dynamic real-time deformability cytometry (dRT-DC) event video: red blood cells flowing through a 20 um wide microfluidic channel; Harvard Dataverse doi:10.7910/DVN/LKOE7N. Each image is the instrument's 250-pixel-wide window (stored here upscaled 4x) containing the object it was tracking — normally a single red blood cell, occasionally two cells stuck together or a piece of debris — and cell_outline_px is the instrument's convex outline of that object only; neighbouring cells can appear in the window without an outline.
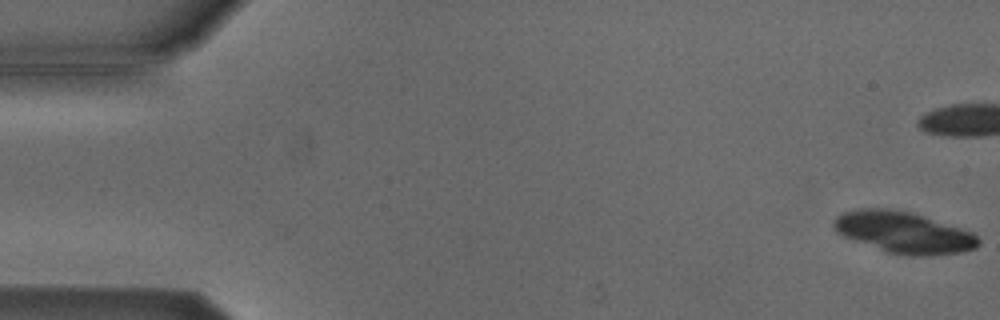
{"species": "Egyptian fruit bat (a non-hibernating species)", "species_latin": "Rousettus aegyptiacus", "temperature_condition": "cold", "stored_images_in_passage": 55, "camera_frame_rate_fps": 3000, "um_per_image_px": 0.085, "animal": {"sex": "male"}, "frame": {"image": 1, "passage_image": 1, "time_ms": 0.0, "image_size_px": [1000, 320], "cell_outline_px": [[980, 244], [976, 248], [960, 252], [924, 256], [908, 256], [888, 252], [844, 236], [836, 232], [832, 228], [832, 224], [836, 216], [844, 212], [860, 208], [888, 208], [912, 212], [972, 232], [980, 240]], "centroid_in_image_um": [76.8, 19.74], "position_along_channel_um": 8.2, "area_um2": 34.74}}
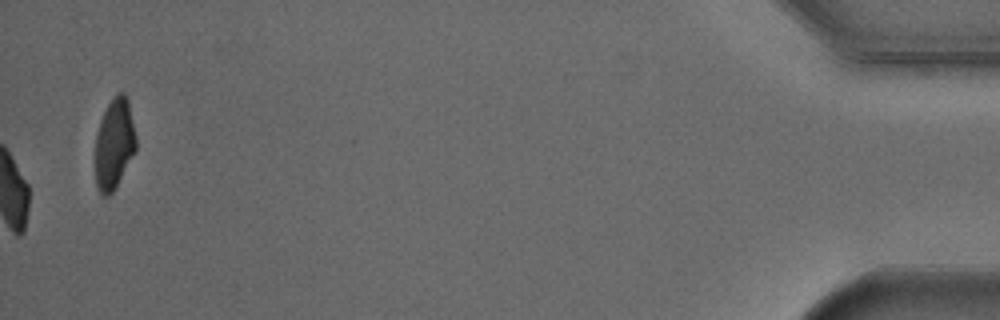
{"frame": {"image": 2, "passage_image": 55, "time_ms": 18.0, "image_size_px": [1000, 320], "cell_outline_px": [[136, 148], [116, 188], [108, 196], [104, 196], [100, 192], [96, 184], [96, 132], [100, 120], [112, 96], [120, 92], [124, 92], [128, 100], [136, 136]], "centroid_in_image_um": [9.71, 12.2], "position_along_channel_um": 425.5, "area_um2": 21.39}, "authors_computed_cell_mechanics": {"area_um2": 23.1778, "velocity_mm_per_s": 3.8141, "shape_relaxation_time_tau1_ms": 1.6526, "shape_relaxation_time_tau2_ms": null, "deformation_change_tau1": 0.0953, "deformation_change_tau2": null}}